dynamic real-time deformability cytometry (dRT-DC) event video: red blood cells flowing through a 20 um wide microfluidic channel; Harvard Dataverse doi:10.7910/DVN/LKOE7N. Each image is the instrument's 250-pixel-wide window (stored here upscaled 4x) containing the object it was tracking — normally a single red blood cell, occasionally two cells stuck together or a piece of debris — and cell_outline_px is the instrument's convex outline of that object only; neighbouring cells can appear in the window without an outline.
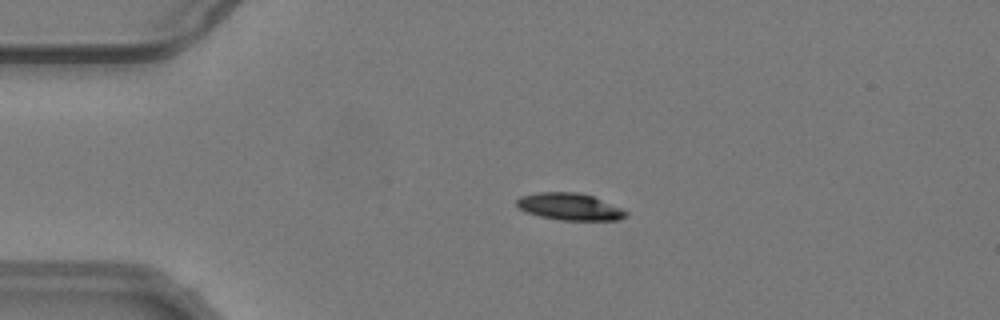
{"species": "common noctule bat (a hibernating species)", "species_latin": "Nyctalus noctula", "temperature_condition": "warm", "stored_images_in_passage": 48, "camera_frame_rate_fps": 3000, "um_per_image_px": 0.085, "animal": {"sex": "male", "body_mass_g": 19.2, "forearm_length_mm": 51.8}, "frame": {"image": 1, "passage_image": 6, "time_ms": 1.667, "image_size_px": [1000, 320], "cell_outline_px": [[628, 216], [620, 220], [560, 220], [540, 216], [524, 212], [516, 204], [516, 200], [520, 196], [536, 192], [576, 192], [592, 196], [624, 208], [628, 212]], "centroid_in_image_um": [48.44, 17.57], "position_along_channel_um": 36.6, "area_um2": 17.4}}
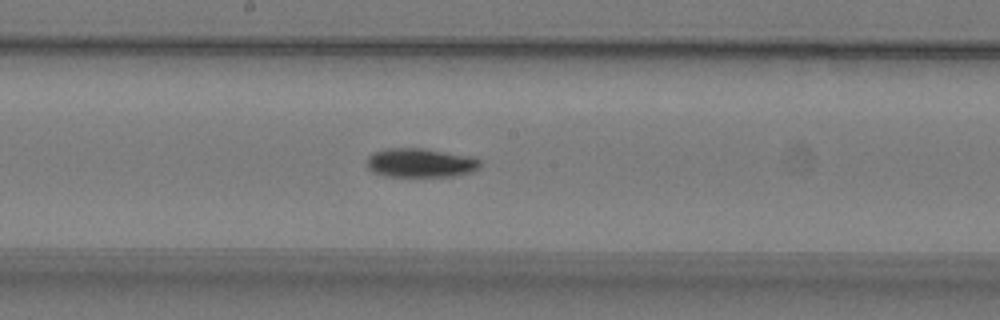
{"frame": {"image": 2, "passage_image": 23, "time_ms": 7.333, "image_size_px": [1000, 320], "cell_outline_px": [[480, 168], [472, 172], [452, 176], [384, 176], [372, 172], [368, 168], [368, 156], [372, 152], [384, 148], [424, 148], [476, 156], [480, 160]], "centroid_in_image_um": [35.77, 13.82], "position_along_channel_um": 212.4, "area_um2": 19.54}}
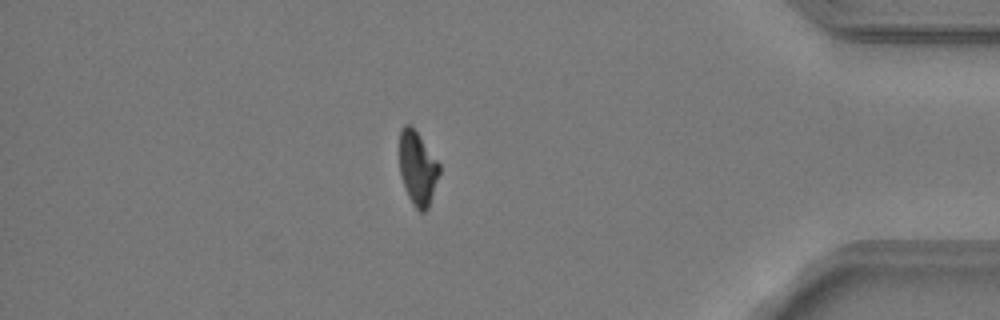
{"frame": {"image": 3, "passage_image": 41, "time_ms": 13.333, "image_size_px": [1000, 320], "cell_outline_px": [[440, 172], [428, 208], [424, 212], [420, 212], [416, 208], [408, 196], [404, 188], [400, 176], [400, 128], [404, 124], [408, 124], [416, 132], [440, 164]], "centroid_in_image_um": [35.48, 14.32], "position_along_channel_um": 399.7, "area_um2": 16.94}, "authors_computed_cell_mechanics": {"area_um2": 18.2937, "velocity_mm_per_s": 3.7792, "shape_relaxation_time_tau1_ms": 5.374, "shape_relaxation_time_tau2_ms": null, "deformation_change_tau1": 0.1526, "deformation_change_tau2": null}}